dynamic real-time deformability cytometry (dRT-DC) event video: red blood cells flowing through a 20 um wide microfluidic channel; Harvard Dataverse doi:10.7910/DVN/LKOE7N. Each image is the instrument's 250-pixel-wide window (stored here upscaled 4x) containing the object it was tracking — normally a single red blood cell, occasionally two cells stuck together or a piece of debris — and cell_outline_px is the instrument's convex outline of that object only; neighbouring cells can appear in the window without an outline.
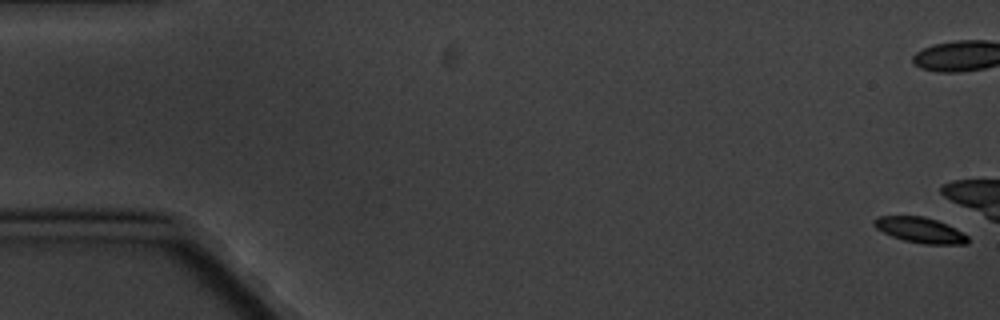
{"species": "common noctule bat (a hibernating species)", "species_latin": "Nyctalus noctula", "temperature_condition": "cold", "stored_images_in_passage": 5, "camera_frame_rate_fps": 3000, "um_per_image_px": 0.085, "animal": {"sex": "male", "body_mass_g": 20.1, "forearm_length_mm": 53.5}, "frame": {"image": 1, "passage_image": 1, "time_ms": 0.0, "image_size_px": [1000, 320], "cell_outline_px": [[968, 244], [924, 244], [904, 240], [892, 236], [876, 228], [872, 224], [872, 220], [880, 216], [924, 216], [936, 220], [968, 236]], "centroid_in_image_um": [78.16, 19.55], "position_along_channel_um": 6.8, "area_um2": 13.64}}